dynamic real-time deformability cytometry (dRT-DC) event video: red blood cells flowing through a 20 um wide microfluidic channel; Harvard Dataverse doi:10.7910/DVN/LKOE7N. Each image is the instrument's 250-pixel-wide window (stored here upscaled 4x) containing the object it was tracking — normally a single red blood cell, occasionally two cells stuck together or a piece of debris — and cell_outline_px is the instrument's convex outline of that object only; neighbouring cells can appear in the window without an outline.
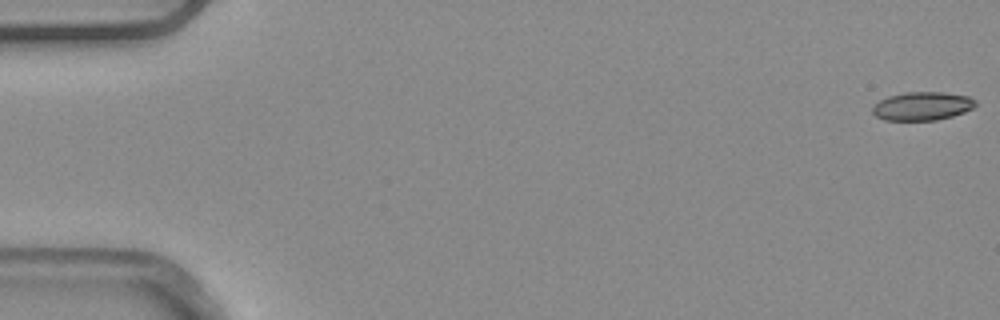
{"species": "common noctule bat (a hibernating species)", "species_latin": "Nyctalus noctula", "temperature_condition": "warm", "stored_images_in_passage": 5, "camera_frame_rate_fps": 3000, "um_per_image_px": 0.085, "animal": {"sex": "male", "body_mass_g": 20.4}, "frame": {"image": 1, "passage_image": 1, "time_ms": 0.0, "image_size_px": [1000, 320], "cell_outline_px": [[976, 104], [972, 108], [964, 112], [952, 116], [936, 120], [884, 120], [876, 116], [872, 112], [872, 108], [880, 100], [888, 96], [904, 92], [944, 92], [968, 96], [976, 100]], "centroid_in_image_um": [78.39, 9.01], "position_along_channel_um": 6.6, "area_um2": 17.05}}
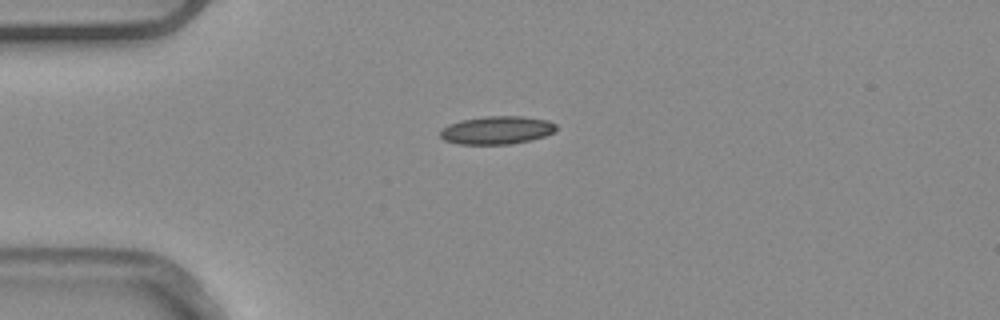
{"frame": {"image": 2, "passage_image": 4, "time_ms": 1.0, "image_size_px": [1000, 320], "cell_outline_px": [[556, 128], [552, 132], [544, 136], [512, 144], [456, 144], [444, 140], [440, 136], [440, 132], [448, 124], [460, 120], [484, 116], [524, 116], [548, 120], [556, 124]], "centroid_in_image_um": [42.2, 11.05], "position_along_channel_um": 42.8, "area_um2": 18.96}}